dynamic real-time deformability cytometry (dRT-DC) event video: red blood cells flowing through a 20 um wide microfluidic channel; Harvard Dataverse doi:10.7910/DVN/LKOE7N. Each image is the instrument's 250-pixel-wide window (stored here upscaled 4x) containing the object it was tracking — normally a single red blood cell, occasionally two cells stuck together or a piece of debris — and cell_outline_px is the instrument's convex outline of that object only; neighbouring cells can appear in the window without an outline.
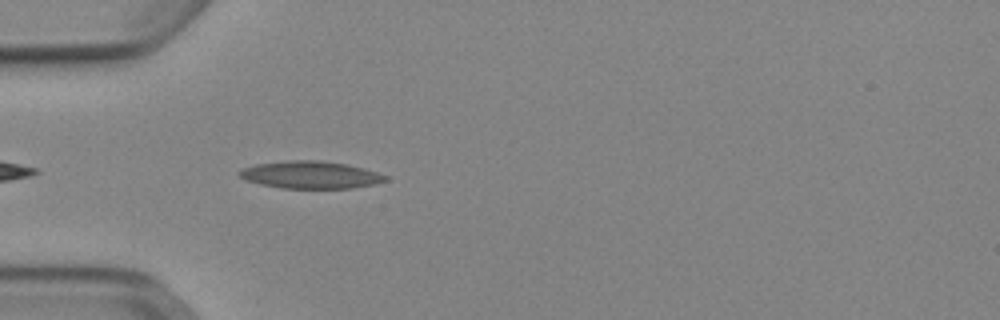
{"species": "Egyptian fruit bat (a non-hibernating species)", "species_latin": "Rousettus aegyptiacus", "temperature_condition": "cold", "stored_images_in_passage": 7, "camera_frame_rate_fps": 3000, "um_per_image_px": 0.085, "animal": {"sex": "female"}, "frame": {"image": 1, "passage_image": 3, "time_ms": 0.667, "image_size_px": [1000, 320], "cell_outline_px": [[388, 180], [372, 184], [352, 188], [280, 188], [260, 184], [244, 180], [236, 172], [244, 168], [256, 164], [284, 160], [320, 160], [348, 164], [364, 168], [388, 176]], "centroid_in_image_um": [26.37, 14.85], "position_along_channel_um": 58.6, "area_um2": 23.41}}